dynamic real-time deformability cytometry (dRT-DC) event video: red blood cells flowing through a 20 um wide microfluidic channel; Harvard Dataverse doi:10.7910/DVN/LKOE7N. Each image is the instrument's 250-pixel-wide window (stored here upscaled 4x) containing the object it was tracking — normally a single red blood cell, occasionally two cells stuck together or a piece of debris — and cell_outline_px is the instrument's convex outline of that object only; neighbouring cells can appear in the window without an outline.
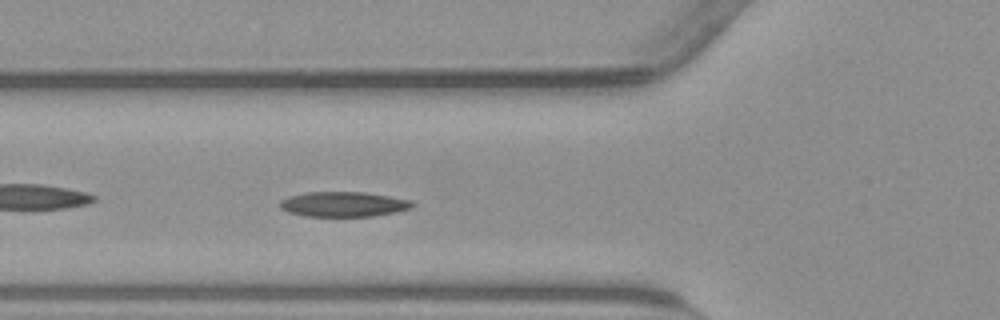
{"species": "common noctule bat (a hibernating species)", "species_latin": "Nyctalus noctula", "temperature_condition": "warm", "stored_images_in_passage": 34, "camera_frame_rate_fps": 3000, "um_per_image_px": 0.085, "animal": {"sex": "male", "body_mass_g": 23.1, "forearm_length_mm": 52.7}, "frame": {"image": 1, "passage_image": 4, "time_ms": 1.0, "image_size_px": [1000, 320], "cell_outline_px": [[416, 204], [412, 208], [396, 212], [372, 216], [304, 216], [288, 212], [280, 208], [280, 200], [292, 196], [308, 192], [364, 192], [388, 196], [408, 200]], "centroid_in_image_um": [29.2, 17.36], "position_along_channel_um": 96.6, "area_um2": 19.13}}
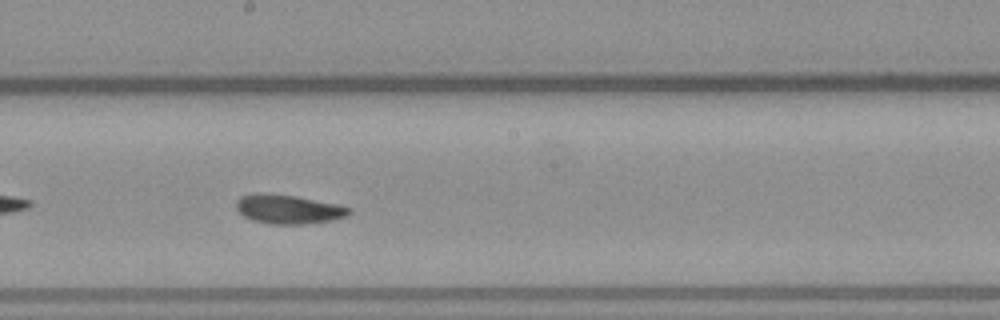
{"frame": {"image": 2, "passage_image": 14, "time_ms": 4.333, "image_size_px": [1000, 320], "cell_outline_px": [[352, 212], [348, 216], [332, 220], [304, 224], [268, 224], [252, 220], [244, 216], [236, 208], [236, 200], [244, 196], [292, 196], [352, 208]], "centroid_in_image_um": [24.57, 17.85], "position_along_channel_um": 223.6, "area_um2": 18.09}}
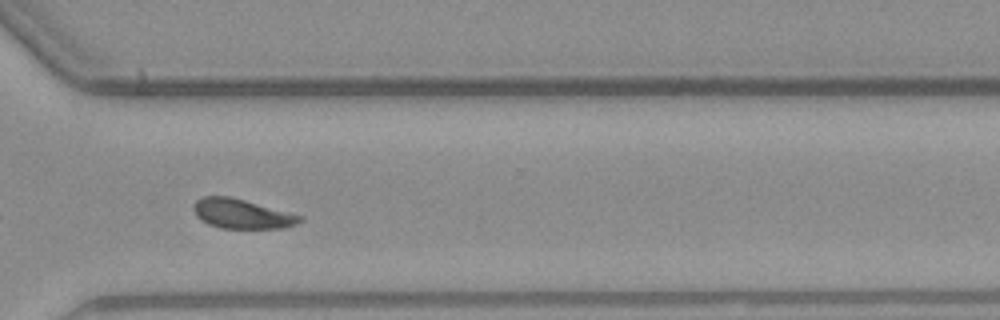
{"frame": {"image": 3, "passage_image": 24, "time_ms": 7.667, "image_size_px": [1000, 320], "cell_outline_px": [[304, 220], [296, 224], [284, 228], [220, 228], [208, 224], [200, 220], [196, 212], [196, 200], [204, 196], [228, 196], [244, 200], [304, 216]], "centroid_in_image_um": [20.61, 18.19], "position_along_channel_um": 350.0, "area_um2": 18.03}, "authors_computed_cell_mechanics": {"area_um2": 18.4382, "velocity_mm_per_s": 3.7946, "shape_relaxation_time_tau1_ms": 5.1345, "shape_relaxation_time_tau2_ms": 1.5231, "deformation_change_tau1": 0.1512, "deformation_change_tau2": 0.0662}}